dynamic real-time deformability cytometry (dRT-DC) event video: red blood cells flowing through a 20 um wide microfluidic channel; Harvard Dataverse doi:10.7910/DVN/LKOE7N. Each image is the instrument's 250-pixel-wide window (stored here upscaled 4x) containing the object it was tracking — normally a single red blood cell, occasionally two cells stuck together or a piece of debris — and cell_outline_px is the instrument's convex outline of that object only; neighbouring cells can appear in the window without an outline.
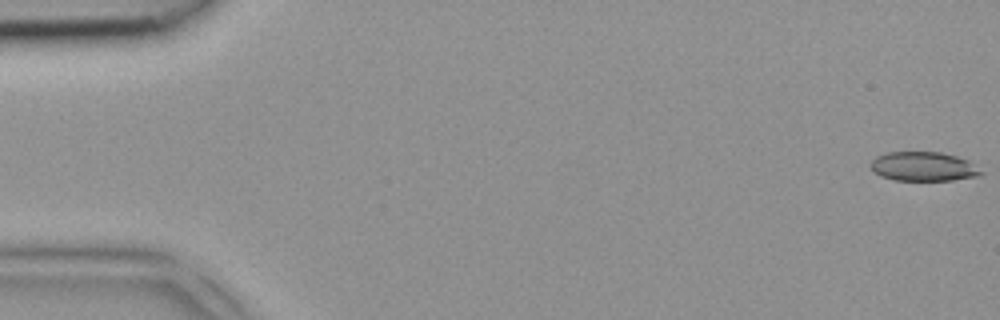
{"species": "common noctule bat (a hibernating species)", "species_latin": "Nyctalus noctula", "temperature_condition": "room temperature", "stored_images_in_passage": 4, "camera_frame_rate_fps": 3000, "um_per_image_px": 0.085, "animal": {"sex": "female", "body_mass_g": 18.4}, "frame": {"image": 1, "passage_image": 1, "time_ms": 0.0, "image_size_px": [1000, 320], "cell_outline_px": [[984, 172], [980, 176], [952, 180], [896, 180], [880, 176], [872, 172], [872, 160], [876, 156], [884, 152], [940, 152], [956, 156], [968, 160]], "centroid_in_image_um": [78.49, 14.15], "position_along_channel_um": 6.5, "area_um2": 18.84}}